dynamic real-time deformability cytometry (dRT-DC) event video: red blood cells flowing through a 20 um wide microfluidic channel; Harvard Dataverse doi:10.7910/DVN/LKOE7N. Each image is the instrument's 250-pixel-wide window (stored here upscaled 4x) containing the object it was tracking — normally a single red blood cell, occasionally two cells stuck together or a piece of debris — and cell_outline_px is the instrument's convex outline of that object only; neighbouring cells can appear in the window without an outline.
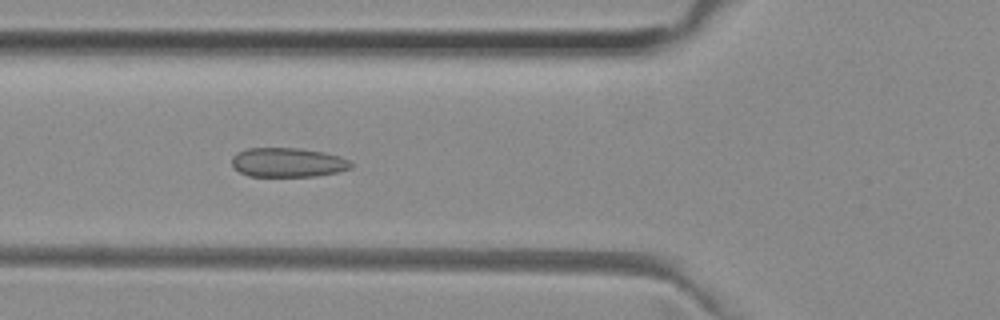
{"species": "common noctule bat (a hibernating species)", "species_latin": "Nyctalus noctula", "temperature_condition": "room temperature", "stored_images_in_passage": 46, "camera_frame_rate_fps": 3000, "um_per_image_px": 0.085, "animal": {"sex": "female", "body_mass_g": 29.2, "forearm_length_mm": 56.3}, "frame": {"image": 1, "passage_image": 18, "time_ms": 5.667, "image_size_px": [1000, 320], "cell_outline_px": [[352, 168], [340, 172], [316, 176], [248, 176], [240, 172], [232, 164], [232, 156], [236, 152], [248, 148], [300, 148], [324, 152], [340, 156], [348, 160], [352, 164]], "centroid_in_image_um": [24.48, 13.8], "position_along_channel_um": 101.3, "area_um2": 20.46}}
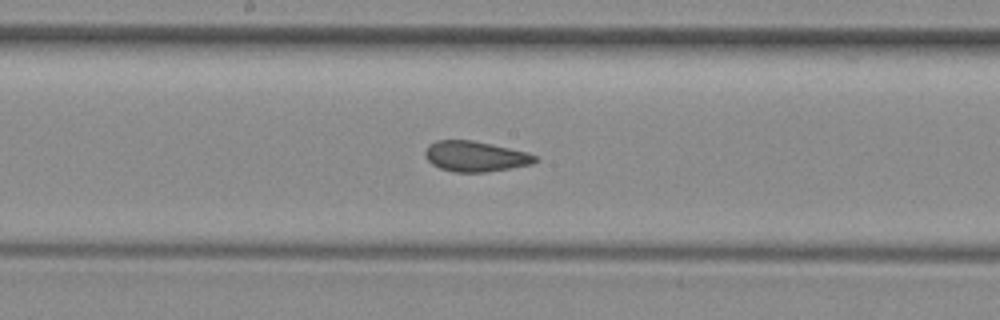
{"frame": {"image": 2, "passage_image": 26, "time_ms": 8.333, "image_size_px": [1000, 320], "cell_outline_px": [[536, 160], [532, 164], [488, 172], [452, 172], [440, 168], [432, 164], [424, 156], [424, 152], [428, 144], [436, 140], [472, 140], [492, 144], [528, 152], [536, 156]], "centroid_in_image_um": [40.37, 13.29], "position_along_channel_um": 207.8, "area_um2": 19.59}}
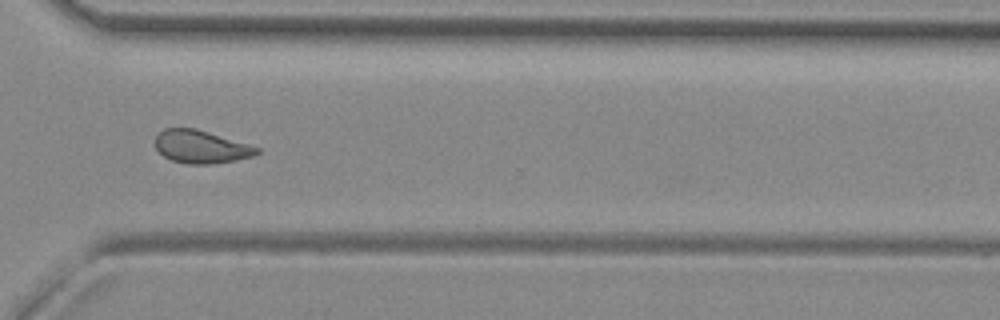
{"frame": {"image": 3, "passage_image": 37, "time_ms": 12.0, "image_size_px": [1000, 320], "cell_outline_px": [[260, 152], [252, 156], [236, 160], [208, 164], [188, 164], [172, 160], [164, 156], [156, 148], [156, 136], [164, 128], [196, 128], [248, 144], [260, 148]], "centroid_in_image_um": [17.08, 12.47], "position_along_channel_um": 353.5, "area_um2": 19.31}}